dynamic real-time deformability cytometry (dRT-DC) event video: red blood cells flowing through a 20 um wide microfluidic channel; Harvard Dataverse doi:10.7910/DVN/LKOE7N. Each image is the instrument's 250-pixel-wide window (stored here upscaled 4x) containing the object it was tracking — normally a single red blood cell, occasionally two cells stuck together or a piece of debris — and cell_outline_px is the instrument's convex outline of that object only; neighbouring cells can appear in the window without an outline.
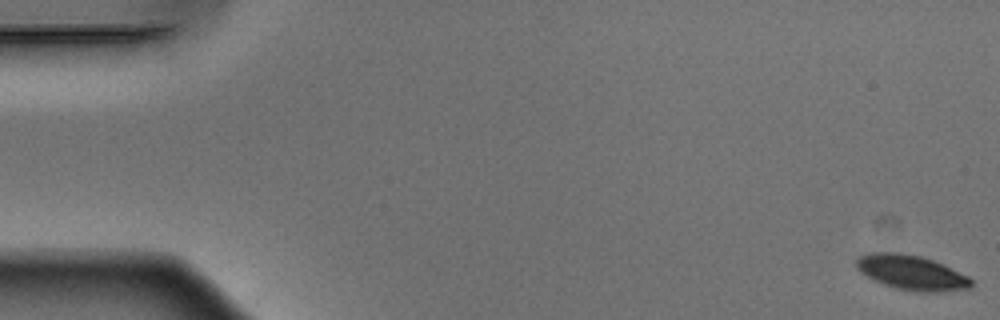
{"species": "Egyptian fruit bat (a non-hibernating species)", "species_latin": "Rousettus aegyptiacus", "temperature_condition": "warm", "stored_images_in_passage": 53, "camera_frame_rate_fps": 3000, "um_per_image_px": 0.085, "animal": {"sex": "male"}, "frame": {"image": 1, "passage_image": 1, "time_ms": 0.0, "image_size_px": [1000, 320], "cell_outline_px": [[972, 288], [940, 292], [916, 292], [896, 288], [884, 284], [860, 272], [856, 268], [856, 260], [860, 256], [872, 252], [900, 252], [920, 256], [944, 264], [968, 276], [972, 280]], "centroid_in_image_um": [77.51, 23.17], "position_along_channel_um": 7.5, "area_um2": 23.29}}
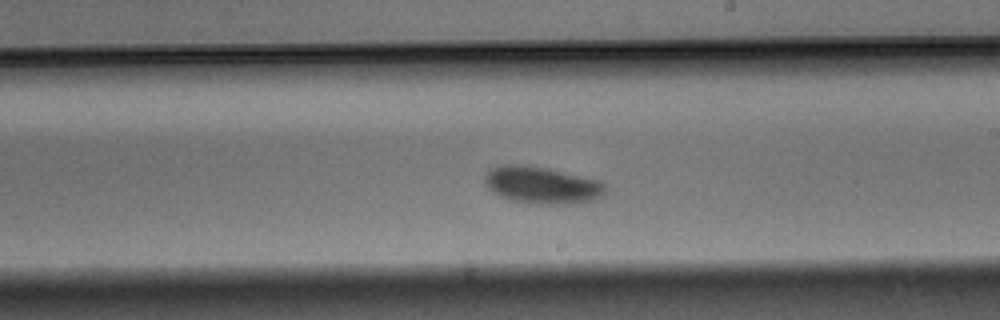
{"frame": {"image": 2, "passage_image": 31, "time_ms": 10.0, "image_size_px": [1000, 320], "cell_outline_px": [[608, 188], [596, 200], [572, 204], [540, 204], [512, 200], [500, 196], [488, 188], [484, 184], [484, 176], [496, 164], [528, 164], [548, 168], [600, 180]], "centroid_in_image_um": [46.06, 15.72], "position_along_channel_um": 242.9, "area_um2": 26.41}}
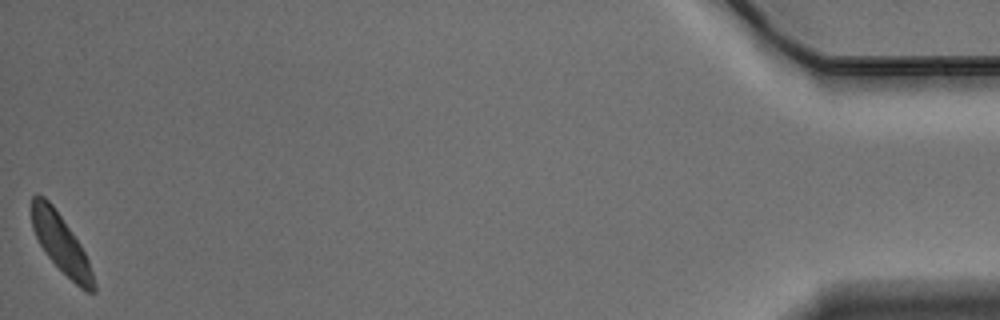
{"frame": {"image": 3, "passage_image": 53, "time_ms": 17.333, "image_size_px": [1000, 320], "cell_outline_px": [[96, 292], [88, 292], [80, 288], [48, 256], [40, 244], [32, 228], [32, 196], [36, 192], [44, 196], [52, 204], [80, 244], [88, 260], [96, 284]], "centroid_in_image_um": [5.18, 20.69], "position_along_channel_um": 430.0, "area_um2": 20.63}, "authors_computed_cell_mechanics": {"area_um2": 24.1604, "velocity_mm_per_s": 3.8399, "shape_relaxation_time_tau1_ms": 1.7427, "shape_relaxation_time_tau2_ms": null, "deformation_change_tau1": 0.0827, "deformation_change_tau2": null}}